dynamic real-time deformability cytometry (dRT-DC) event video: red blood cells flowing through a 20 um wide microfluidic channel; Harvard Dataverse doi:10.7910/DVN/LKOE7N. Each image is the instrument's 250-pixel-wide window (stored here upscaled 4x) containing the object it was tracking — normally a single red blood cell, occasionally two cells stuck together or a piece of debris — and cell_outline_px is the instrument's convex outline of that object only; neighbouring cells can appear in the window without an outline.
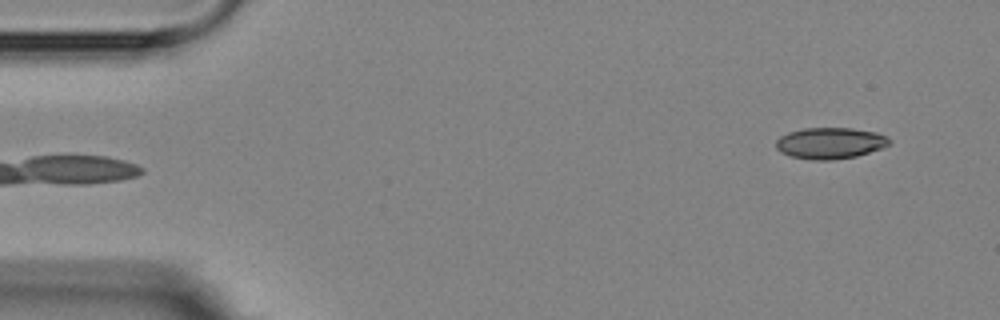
{"species": "Egyptian fruit bat (a non-hibernating species)", "species_latin": "Rousettus aegyptiacus", "temperature_condition": "room temperature", "stored_images_in_passage": 3, "camera_frame_rate_fps": 3000, "um_per_image_px": 0.085, "animal": {"sex": "female"}, "frame": {"image": 1, "passage_image": 3, "time_ms": 2.333, "image_size_px": [1000, 320], "cell_outline_px": [[892, 144], [884, 148], [856, 156], [832, 160], [812, 160], [792, 156], [780, 152], [776, 148], [776, 140], [780, 136], [788, 132], [804, 128], [852, 128], [876, 132], [888, 136], [892, 140]], "centroid_in_image_um": [70.61, 12.16], "position_along_channel_um": 14.4, "area_um2": 20.92}}